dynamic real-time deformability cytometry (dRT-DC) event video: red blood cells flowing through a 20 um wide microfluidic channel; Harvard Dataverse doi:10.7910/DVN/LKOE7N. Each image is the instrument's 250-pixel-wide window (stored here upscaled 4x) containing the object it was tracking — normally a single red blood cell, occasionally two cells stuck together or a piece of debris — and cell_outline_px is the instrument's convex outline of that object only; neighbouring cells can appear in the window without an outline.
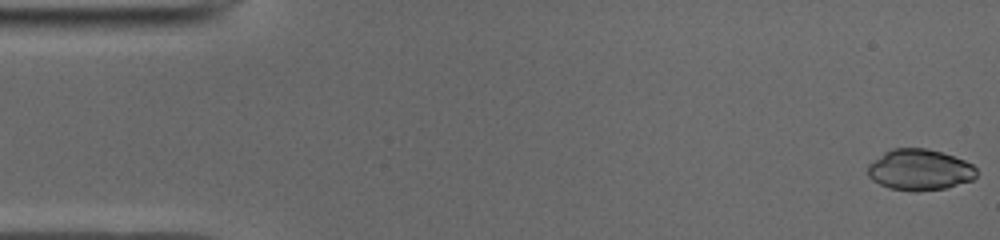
{"species": "common noctule bat (a hibernating species)", "species_latin": "Nyctalus noctula", "temperature_condition": "cold", "stored_images_in_passage": 50, "camera_frame_rate_fps": 3000, "um_per_image_px": 0.085, "animal": {"sex": "male", "body_mass_g": 19.0, "forearm_length_mm": 50.8}, "frame": {"image": 1, "passage_image": 1, "time_ms": 0.0, "image_size_px": [1000, 240], "cell_outline_px": [[976, 176], [972, 180], [944, 188], [916, 192], [912, 192], [892, 188], [880, 184], [872, 180], [868, 176], [868, 164], [884, 152], [892, 148], [924, 148], [940, 152], [964, 160], [972, 164], [976, 168]], "centroid_in_image_um": [78.15, 14.43], "position_along_channel_um": 6.9, "area_um2": 25.89}}
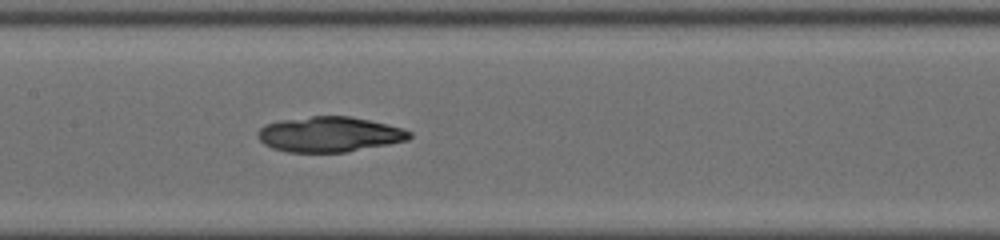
{"frame": {"image": 2, "passage_image": 24, "time_ms": 7.667, "image_size_px": [1000, 240], "cell_outline_px": [[412, 136], [408, 140], [388, 144], [344, 152], [288, 152], [272, 148], [264, 144], [260, 140], [260, 128], [268, 124], [280, 120], [312, 116], [348, 116], [388, 124], [404, 128], [412, 132]], "centroid_in_image_um": [28.04, 11.42], "position_along_channel_um": 179.4, "area_um2": 30.87}}
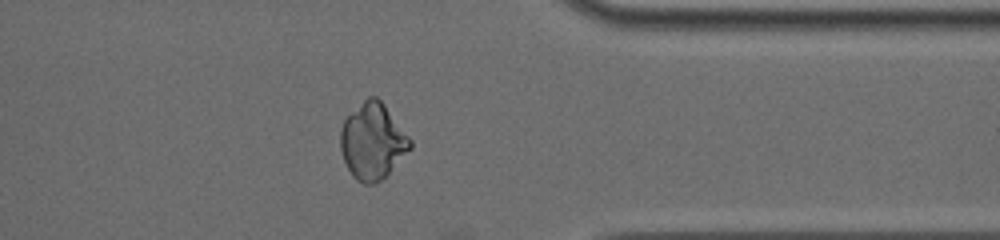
{"frame": {"image": 3, "passage_image": 40, "time_ms": 13.0, "image_size_px": [1000, 240], "cell_outline_px": [[412, 148], [376, 184], [364, 184], [356, 180], [352, 176], [344, 160], [340, 148], [340, 128], [344, 120], [368, 96], [376, 96], [384, 104], [412, 140]], "centroid_in_image_um": [31.66, 12.01], "position_along_channel_um": 379.7, "area_um2": 30.63}}